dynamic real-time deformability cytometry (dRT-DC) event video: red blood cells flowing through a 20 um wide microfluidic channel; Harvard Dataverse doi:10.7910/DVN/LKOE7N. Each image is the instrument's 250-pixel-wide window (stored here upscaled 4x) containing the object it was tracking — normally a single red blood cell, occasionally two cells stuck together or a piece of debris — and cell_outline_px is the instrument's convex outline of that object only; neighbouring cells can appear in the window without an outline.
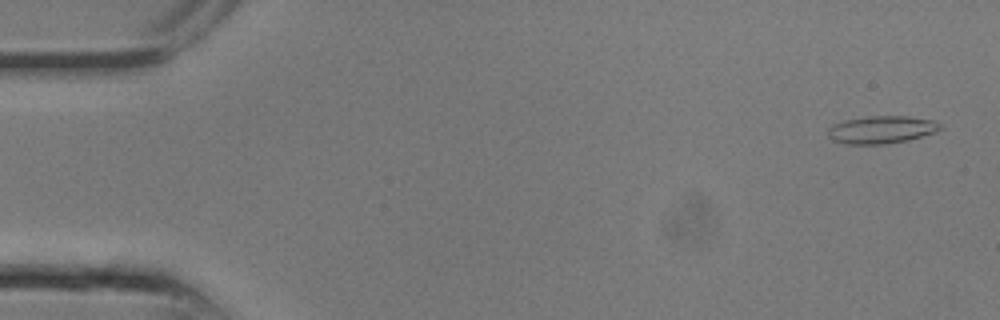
{"species": "common noctule bat (a hibernating species)", "species_latin": "Nyctalus noctula", "temperature_condition": "room temperature", "stored_images_in_passage": 24, "camera_frame_rate_fps": 3000, "um_per_image_px": 0.085, "animal": {"sex": "male", "body_mass_g": 13.3}, "frame": {"image": 1, "passage_image": 1, "time_ms": 0.0, "image_size_px": [1000, 320], "cell_outline_px": [[944, 128], [936, 132], [908, 140], [888, 144], [844, 144], [832, 140], [828, 136], [828, 128], [832, 124], [844, 120], [868, 116], [908, 116], [932, 120], [940, 124]], "centroid_in_image_um": [74.91, 11.02], "position_along_channel_um": 10.1, "area_um2": 18.26}}
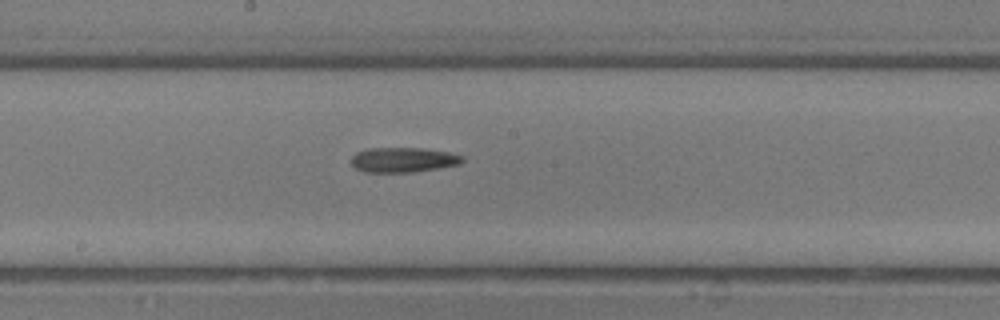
{"frame": {"image": 2, "passage_image": 13, "time_ms": 4.0, "image_size_px": [1000, 320], "cell_outline_px": [[464, 160], [460, 164], [440, 168], [412, 172], [364, 172], [356, 168], [352, 164], [352, 156], [356, 152], [368, 148], [424, 148], [448, 152], [464, 156]], "centroid_in_image_um": [34.29, 13.58], "position_along_channel_um": 213.9, "area_um2": 16.18}}
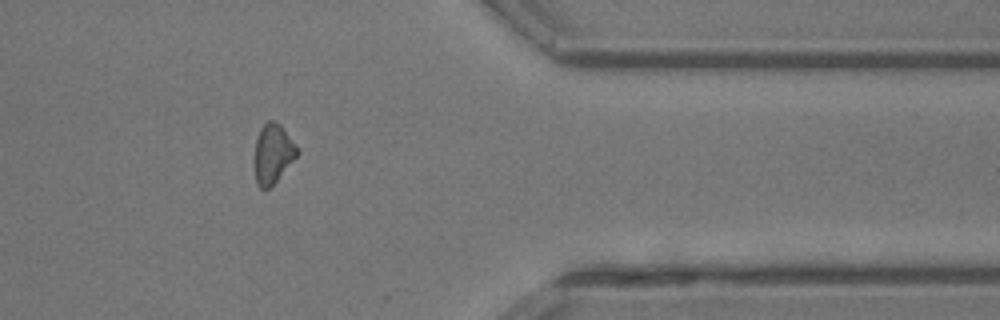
{"frame": {"image": 3, "passage_image": 20, "time_ms": 6.333, "image_size_px": [1000, 320], "cell_outline_px": [[300, 152], [276, 180], [268, 188], [260, 188], [256, 184], [252, 164], [256, 140], [260, 128], [268, 120], [276, 120], [280, 124], [300, 148]], "centroid_in_image_um": [23.17, 13.04], "position_along_channel_um": 388.2, "area_um2": 15.14}}